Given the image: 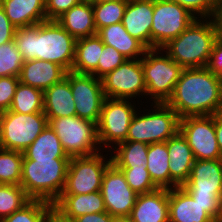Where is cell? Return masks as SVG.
<instances>
[{
  "label": "cell",
  "instance_id": "cell-1",
  "mask_svg": "<svg viewBox=\"0 0 222 222\" xmlns=\"http://www.w3.org/2000/svg\"><path fill=\"white\" fill-rule=\"evenodd\" d=\"M166 104L179 116H210L222 112V78L206 67L183 69Z\"/></svg>",
  "mask_w": 222,
  "mask_h": 222
},
{
  "label": "cell",
  "instance_id": "cell-2",
  "mask_svg": "<svg viewBox=\"0 0 222 222\" xmlns=\"http://www.w3.org/2000/svg\"><path fill=\"white\" fill-rule=\"evenodd\" d=\"M14 42L25 62L38 59L72 70L76 39L56 20L16 28Z\"/></svg>",
  "mask_w": 222,
  "mask_h": 222
},
{
  "label": "cell",
  "instance_id": "cell-3",
  "mask_svg": "<svg viewBox=\"0 0 222 222\" xmlns=\"http://www.w3.org/2000/svg\"><path fill=\"white\" fill-rule=\"evenodd\" d=\"M217 37L212 18H196L161 49L183 69L206 67Z\"/></svg>",
  "mask_w": 222,
  "mask_h": 222
},
{
  "label": "cell",
  "instance_id": "cell-4",
  "mask_svg": "<svg viewBox=\"0 0 222 222\" xmlns=\"http://www.w3.org/2000/svg\"><path fill=\"white\" fill-rule=\"evenodd\" d=\"M70 158L23 159L20 186L31 199L54 203L60 196Z\"/></svg>",
  "mask_w": 222,
  "mask_h": 222
},
{
  "label": "cell",
  "instance_id": "cell-5",
  "mask_svg": "<svg viewBox=\"0 0 222 222\" xmlns=\"http://www.w3.org/2000/svg\"><path fill=\"white\" fill-rule=\"evenodd\" d=\"M154 104V106H153ZM154 109L137 111L134 115L125 141L143 142L148 145L166 142L179 131L180 118L166 103L151 104ZM148 111V112H146Z\"/></svg>",
  "mask_w": 222,
  "mask_h": 222
},
{
  "label": "cell",
  "instance_id": "cell-6",
  "mask_svg": "<svg viewBox=\"0 0 222 222\" xmlns=\"http://www.w3.org/2000/svg\"><path fill=\"white\" fill-rule=\"evenodd\" d=\"M162 49H148L141 58L146 96L154 103H166L172 96L183 68ZM161 54V55H160Z\"/></svg>",
  "mask_w": 222,
  "mask_h": 222
},
{
  "label": "cell",
  "instance_id": "cell-7",
  "mask_svg": "<svg viewBox=\"0 0 222 222\" xmlns=\"http://www.w3.org/2000/svg\"><path fill=\"white\" fill-rule=\"evenodd\" d=\"M48 124L54 130L65 153L70 157L90 156L102 151L97 124L78 116L58 117Z\"/></svg>",
  "mask_w": 222,
  "mask_h": 222
},
{
  "label": "cell",
  "instance_id": "cell-8",
  "mask_svg": "<svg viewBox=\"0 0 222 222\" xmlns=\"http://www.w3.org/2000/svg\"><path fill=\"white\" fill-rule=\"evenodd\" d=\"M47 125L44 112L21 114L3 111L0 113V148L23 152Z\"/></svg>",
  "mask_w": 222,
  "mask_h": 222
},
{
  "label": "cell",
  "instance_id": "cell-9",
  "mask_svg": "<svg viewBox=\"0 0 222 222\" xmlns=\"http://www.w3.org/2000/svg\"><path fill=\"white\" fill-rule=\"evenodd\" d=\"M129 101L130 99L105 97L97 123L98 141L103 150L105 147L111 150L113 145L126 140L130 123L138 111L136 105Z\"/></svg>",
  "mask_w": 222,
  "mask_h": 222
},
{
  "label": "cell",
  "instance_id": "cell-10",
  "mask_svg": "<svg viewBox=\"0 0 222 222\" xmlns=\"http://www.w3.org/2000/svg\"><path fill=\"white\" fill-rule=\"evenodd\" d=\"M98 152L90 156L70 158L65 185L61 194H89L100 191L102 179L112 158ZM108 161H107V160Z\"/></svg>",
  "mask_w": 222,
  "mask_h": 222
},
{
  "label": "cell",
  "instance_id": "cell-11",
  "mask_svg": "<svg viewBox=\"0 0 222 222\" xmlns=\"http://www.w3.org/2000/svg\"><path fill=\"white\" fill-rule=\"evenodd\" d=\"M195 19L187 9L173 1L153 0L151 49H161L185 31Z\"/></svg>",
  "mask_w": 222,
  "mask_h": 222
},
{
  "label": "cell",
  "instance_id": "cell-12",
  "mask_svg": "<svg viewBox=\"0 0 222 222\" xmlns=\"http://www.w3.org/2000/svg\"><path fill=\"white\" fill-rule=\"evenodd\" d=\"M179 131L186 138L195 160L222 159L215 132V115L181 118Z\"/></svg>",
  "mask_w": 222,
  "mask_h": 222
},
{
  "label": "cell",
  "instance_id": "cell-13",
  "mask_svg": "<svg viewBox=\"0 0 222 222\" xmlns=\"http://www.w3.org/2000/svg\"><path fill=\"white\" fill-rule=\"evenodd\" d=\"M105 97L130 99L146 96V84L140 59H127L101 78ZM141 95V96H140Z\"/></svg>",
  "mask_w": 222,
  "mask_h": 222
},
{
  "label": "cell",
  "instance_id": "cell-14",
  "mask_svg": "<svg viewBox=\"0 0 222 222\" xmlns=\"http://www.w3.org/2000/svg\"><path fill=\"white\" fill-rule=\"evenodd\" d=\"M70 89L75 102L76 116L98 123L105 99L102 81L92 74L68 71Z\"/></svg>",
  "mask_w": 222,
  "mask_h": 222
},
{
  "label": "cell",
  "instance_id": "cell-15",
  "mask_svg": "<svg viewBox=\"0 0 222 222\" xmlns=\"http://www.w3.org/2000/svg\"><path fill=\"white\" fill-rule=\"evenodd\" d=\"M100 192L106 212L114 217L130 216L138 194L130 188L122 171L113 163L105 170Z\"/></svg>",
  "mask_w": 222,
  "mask_h": 222
},
{
  "label": "cell",
  "instance_id": "cell-16",
  "mask_svg": "<svg viewBox=\"0 0 222 222\" xmlns=\"http://www.w3.org/2000/svg\"><path fill=\"white\" fill-rule=\"evenodd\" d=\"M188 194L222 195V159L195 160L188 181L181 186Z\"/></svg>",
  "mask_w": 222,
  "mask_h": 222
},
{
  "label": "cell",
  "instance_id": "cell-17",
  "mask_svg": "<svg viewBox=\"0 0 222 222\" xmlns=\"http://www.w3.org/2000/svg\"><path fill=\"white\" fill-rule=\"evenodd\" d=\"M153 0L127 2L122 24L126 31L151 49Z\"/></svg>",
  "mask_w": 222,
  "mask_h": 222
},
{
  "label": "cell",
  "instance_id": "cell-18",
  "mask_svg": "<svg viewBox=\"0 0 222 222\" xmlns=\"http://www.w3.org/2000/svg\"><path fill=\"white\" fill-rule=\"evenodd\" d=\"M129 217L133 222H169L168 189L139 194Z\"/></svg>",
  "mask_w": 222,
  "mask_h": 222
},
{
  "label": "cell",
  "instance_id": "cell-19",
  "mask_svg": "<svg viewBox=\"0 0 222 222\" xmlns=\"http://www.w3.org/2000/svg\"><path fill=\"white\" fill-rule=\"evenodd\" d=\"M169 222H214L205 207L182 187L168 189Z\"/></svg>",
  "mask_w": 222,
  "mask_h": 222
},
{
  "label": "cell",
  "instance_id": "cell-20",
  "mask_svg": "<svg viewBox=\"0 0 222 222\" xmlns=\"http://www.w3.org/2000/svg\"><path fill=\"white\" fill-rule=\"evenodd\" d=\"M166 144L169 156L170 178L181 187L188 181L195 161L192 149L180 131L169 138Z\"/></svg>",
  "mask_w": 222,
  "mask_h": 222
},
{
  "label": "cell",
  "instance_id": "cell-21",
  "mask_svg": "<svg viewBox=\"0 0 222 222\" xmlns=\"http://www.w3.org/2000/svg\"><path fill=\"white\" fill-rule=\"evenodd\" d=\"M66 73L67 71L56 63L34 59L23 64L19 81L45 91L65 78Z\"/></svg>",
  "mask_w": 222,
  "mask_h": 222
},
{
  "label": "cell",
  "instance_id": "cell-22",
  "mask_svg": "<svg viewBox=\"0 0 222 222\" xmlns=\"http://www.w3.org/2000/svg\"><path fill=\"white\" fill-rule=\"evenodd\" d=\"M53 208L64 218L73 220L78 216L106 212L100 191L89 194H60Z\"/></svg>",
  "mask_w": 222,
  "mask_h": 222
},
{
  "label": "cell",
  "instance_id": "cell-23",
  "mask_svg": "<svg viewBox=\"0 0 222 222\" xmlns=\"http://www.w3.org/2000/svg\"><path fill=\"white\" fill-rule=\"evenodd\" d=\"M0 5L16 28L37 25L47 20L45 0H0Z\"/></svg>",
  "mask_w": 222,
  "mask_h": 222
},
{
  "label": "cell",
  "instance_id": "cell-24",
  "mask_svg": "<svg viewBox=\"0 0 222 222\" xmlns=\"http://www.w3.org/2000/svg\"><path fill=\"white\" fill-rule=\"evenodd\" d=\"M96 35L104 44L114 47L127 59H140L148 50L141 41L126 31L122 22L100 28Z\"/></svg>",
  "mask_w": 222,
  "mask_h": 222
},
{
  "label": "cell",
  "instance_id": "cell-25",
  "mask_svg": "<svg viewBox=\"0 0 222 222\" xmlns=\"http://www.w3.org/2000/svg\"><path fill=\"white\" fill-rule=\"evenodd\" d=\"M48 122L53 118L76 116L74 98L67 77L44 91V108Z\"/></svg>",
  "mask_w": 222,
  "mask_h": 222
},
{
  "label": "cell",
  "instance_id": "cell-26",
  "mask_svg": "<svg viewBox=\"0 0 222 222\" xmlns=\"http://www.w3.org/2000/svg\"><path fill=\"white\" fill-rule=\"evenodd\" d=\"M56 21L76 40L97 34L92 3L80 2L64 12Z\"/></svg>",
  "mask_w": 222,
  "mask_h": 222
},
{
  "label": "cell",
  "instance_id": "cell-27",
  "mask_svg": "<svg viewBox=\"0 0 222 222\" xmlns=\"http://www.w3.org/2000/svg\"><path fill=\"white\" fill-rule=\"evenodd\" d=\"M103 47L104 43L97 35L77 39L71 71L80 74H92L97 78V65Z\"/></svg>",
  "mask_w": 222,
  "mask_h": 222
},
{
  "label": "cell",
  "instance_id": "cell-28",
  "mask_svg": "<svg viewBox=\"0 0 222 222\" xmlns=\"http://www.w3.org/2000/svg\"><path fill=\"white\" fill-rule=\"evenodd\" d=\"M146 166L151 180L158 188L179 187L171 178L166 142L152 143L148 147Z\"/></svg>",
  "mask_w": 222,
  "mask_h": 222
},
{
  "label": "cell",
  "instance_id": "cell-29",
  "mask_svg": "<svg viewBox=\"0 0 222 222\" xmlns=\"http://www.w3.org/2000/svg\"><path fill=\"white\" fill-rule=\"evenodd\" d=\"M23 153V159L51 160L70 158L64 151L60 139L48 124L34 142Z\"/></svg>",
  "mask_w": 222,
  "mask_h": 222
},
{
  "label": "cell",
  "instance_id": "cell-30",
  "mask_svg": "<svg viewBox=\"0 0 222 222\" xmlns=\"http://www.w3.org/2000/svg\"><path fill=\"white\" fill-rule=\"evenodd\" d=\"M149 145L143 142L123 141L111 149L112 163L116 167H147ZM113 155V156H112Z\"/></svg>",
  "mask_w": 222,
  "mask_h": 222
},
{
  "label": "cell",
  "instance_id": "cell-31",
  "mask_svg": "<svg viewBox=\"0 0 222 222\" xmlns=\"http://www.w3.org/2000/svg\"><path fill=\"white\" fill-rule=\"evenodd\" d=\"M44 91L19 82L9 111L21 114L43 112Z\"/></svg>",
  "mask_w": 222,
  "mask_h": 222
},
{
  "label": "cell",
  "instance_id": "cell-32",
  "mask_svg": "<svg viewBox=\"0 0 222 222\" xmlns=\"http://www.w3.org/2000/svg\"><path fill=\"white\" fill-rule=\"evenodd\" d=\"M23 153L0 148V184L20 185Z\"/></svg>",
  "mask_w": 222,
  "mask_h": 222
},
{
  "label": "cell",
  "instance_id": "cell-33",
  "mask_svg": "<svg viewBox=\"0 0 222 222\" xmlns=\"http://www.w3.org/2000/svg\"><path fill=\"white\" fill-rule=\"evenodd\" d=\"M126 5V0L92 3L94 23L97 31L100 28L122 22Z\"/></svg>",
  "mask_w": 222,
  "mask_h": 222
},
{
  "label": "cell",
  "instance_id": "cell-34",
  "mask_svg": "<svg viewBox=\"0 0 222 222\" xmlns=\"http://www.w3.org/2000/svg\"><path fill=\"white\" fill-rule=\"evenodd\" d=\"M30 200L20 185L0 184V221L21 209Z\"/></svg>",
  "mask_w": 222,
  "mask_h": 222
},
{
  "label": "cell",
  "instance_id": "cell-35",
  "mask_svg": "<svg viewBox=\"0 0 222 222\" xmlns=\"http://www.w3.org/2000/svg\"><path fill=\"white\" fill-rule=\"evenodd\" d=\"M53 208V204L40 199H31L21 209L0 222H44L46 215Z\"/></svg>",
  "mask_w": 222,
  "mask_h": 222
},
{
  "label": "cell",
  "instance_id": "cell-36",
  "mask_svg": "<svg viewBox=\"0 0 222 222\" xmlns=\"http://www.w3.org/2000/svg\"><path fill=\"white\" fill-rule=\"evenodd\" d=\"M25 60L17 49L14 40L0 45V77H19Z\"/></svg>",
  "mask_w": 222,
  "mask_h": 222
},
{
  "label": "cell",
  "instance_id": "cell-37",
  "mask_svg": "<svg viewBox=\"0 0 222 222\" xmlns=\"http://www.w3.org/2000/svg\"><path fill=\"white\" fill-rule=\"evenodd\" d=\"M124 174L130 188L138 195L158 189L151 180L147 167H117Z\"/></svg>",
  "mask_w": 222,
  "mask_h": 222
},
{
  "label": "cell",
  "instance_id": "cell-38",
  "mask_svg": "<svg viewBox=\"0 0 222 222\" xmlns=\"http://www.w3.org/2000/svg\"><path fill=\"white\" fill-rule=\"evenodd\" d=\"M126 60L127 58L114 47L104 44L103 51L99 57L97 65V78L101 79L107 73L123 64Z\"/></svg>",
  "mask_w": 222,
  "mask_h": 222
},
{
  "label": "cell",
  "instance_id": "cell-39",
  "mask_svg": "<svg viewBox=\"0 0 222 222\" xmlns=\"http://www.w3.org/2000/svg\"><path fill=\"white\" fill-rule=\"evenodd\" d=\"M187 9L196 18H212L218 0H169Z\"/></svg>",
  "mask_w": 222,
  "mask_h": 222
},
{
  "label": "cell",
  "instance_id": "cell-40",
  "mask_svg": "<svg viewBox=\"0 0 222 222\" xmlns=\"http://www.w3.org/2000/svg\"><path fill=\"white\" fill-rule=\"evenodd\" d=\"M19 82V77H0V113L10 109Z\"/></svg>",
  "mask_w": 222,
  "mask_h": 222
},
{
  "label": "cell",
  "instance_id": "cell-41",
  "mask_svg": "<svg viewBox=\"0 0 222 222\" xmlns=\"http://www.w3.org/2000/svg\"><path fill=\"white\" fill-rule=\"evenodd\" d=\"M80 3V0H45L46 19L56 20L64 12Z\"/></svg>",
  "mask_w": 222,
  "mask_h": 222
},
{
  "label": "cell",
  "instance_id": "cell-42",
  "mask_svg": "<svg viewBox=\"0 0 222 222\" xmlns=\"http://www.w3.org/2000/svg\"><path fill=\"white\" fill-rule=\"evenodd\" d=\"M206 68L214 75L222 78V37L215 40Z\"/></svg>",
  "mask_w": 222,
  "mask_h": 222
},
{
  "label": "cell",
  "instance_id": "cell-43",
  "mask_svg": "<svg viewBox=\"0 0 222 222\" xmlns=\"http://www.w3.org/2000/svg\"><path fill=\"white\" fill-rule=\"evenodd\" d=\"M195 201L205 207V211L215 220L218 221L220 214L221 196H204L198 194H189Z\"/></svg>",
  "mask_w": 222,
  "mask_h": 222
},
{
  "label": "cell",
  "instance_id": "cell-44",
  "mask_svg": "<svg viewBox=\"0 0 222 222\" xmlns=\"http://www.w3.org/2000/svg\"><path fill=\"white\" fill-rule=\"evenodd\" d=\"M16 27L10 22L0 5V45L14 40Z\"/></svg>",
  "mask_w": 222,
  "mask_h": 222
},
{
  "label": "cell",
  "instance_id": "cell-45",
  "mask_svg": "<svg viewBox=\"0 0 222 222\" xmlns=\"http://www.w3.org/2000/svg\"><path fill=\"white\" fill-rule=\"evenodd\" d=\"M73 222H115V217L108 212L84 214L72 220Z\"/></svg>",
  "mask_w": 222,
  "mask_h": 222
},
{
  "label": "cell",
  "instance_id": "cell-46",
  "mask_svg": "<svg viewBox=\"0 0 222 222\" xmlns=\"http://www.w3.org/2000/svg\"><path fill=\"white\" fill-rule=\"evenodd\" d=\"M212 20L215 24L218 36L222 37V0L217 1Z\"/></svg>",
  "mask_w": 222,
  "mask_h": 222
},
{
  "label": "cell",
  "instance_id": "cell-47",
  "mask_svg": "<svg viewBox=\"0 0 222 222\" xmlns=\"http://www.w3.org/2000/svg\"><path fill=\"white\" fill-rule=\"evenodd\" d=\"M215 132L219 150L222 156V112L219 114H215Z\"/></svg>",
  "mask_w": 222,
  "mask_h": 222
},
{
  "label": "cell",
  "instance_id": "cell-48",
  "mask_svg": "<svg viewBox=\"0 0 222 222\" xmlns=\"http://www.w3.org/2000/svg\"><path fill=\"white\" fill-rule=\"evenodd\" d=\"M44 222H73V221L64 218L57 210L52 208L46 215Z\"/></svg>",
  "mask_w": 222,
  "mask_h": 222
},
{
  "label": "cell",
  "instance_id": "cell-49",
  "mask_svg": "<svg viewBox=\"0 0 222 222\" xmlns=\"http://www.w3.org/2000/svg\"><path fill=\"white\" fill-rule=\"evenodd\" d=\"M115 222H133L129 216L115 217Z\"/></svg>",
  "mask_w": 222,
  "mask_h": 222
},
{
  "label": "cell",
  "instance_id": "cell-50",
  "mask_svg": "<svg viewBox=\"0 0 222 222\" xmlns=\"http://www.w3.org/2000/svg\"><path fill=\"white\" fill-rule=\"evenodd\" d=\"M80 2H84V3H97V0H80Z\"/></svg>",
  "mask_w": 222,
  "mask_h": 222
},
{
  "label": "cell",
  "instance_id": "cell-51",
  "mask_svg": "<svg viewBox=\"0 0 222 222\" xmlns=\"http://www.w3.org/2000/svg\"><path fill=\"white\" fill-rule=\"evenodd\" d=\"M218 222H222V211H220Z\"/></svg>",
  "mask_w": 222,
  "mask_h": 222
},
{
  "label": "cell",
  "instance_id": "cell-52",
  "mask_svg": "<svg viewBox=\"0 0 222 222\" xmlns=\"http://www.w3.org/2000/svg\"><path fill=\"white\" fill-rule=\"evenodd\" d=\"M108 1H113V0H97V3L108 2Z\"/></svg>",
  "mask_w": 222,
  "mask_h": 222
},
{
  "label": "cell",
  "instance_id": "cell-53",
  "mask_svg": "<svg viewBox=\"0 0 222 222\" xmlns=\"http://www.w3.org/2000/svg\"><path fill=\"white\" fill-rule=\"evenodd\" d=\"M127 2H134V1H148V0H126Z\"/></svg>",
  "mask_w": 222,
  "mask_h": 222
},
{
  "label": "cell",
  "instance_id": "cell-54",
  "mask_svg": "<svg viewBox=\"0 0 222 222\" xmlns=\"http://www.w3.org/2000/svg\"><path fill=\"white\" fill-rule=\"evenodd\" d=\"M220 211H222V195H221V198H220Z\"/></svg>",
  "mask_w": 222,
  "mask_h": 222
}]
</instances>
